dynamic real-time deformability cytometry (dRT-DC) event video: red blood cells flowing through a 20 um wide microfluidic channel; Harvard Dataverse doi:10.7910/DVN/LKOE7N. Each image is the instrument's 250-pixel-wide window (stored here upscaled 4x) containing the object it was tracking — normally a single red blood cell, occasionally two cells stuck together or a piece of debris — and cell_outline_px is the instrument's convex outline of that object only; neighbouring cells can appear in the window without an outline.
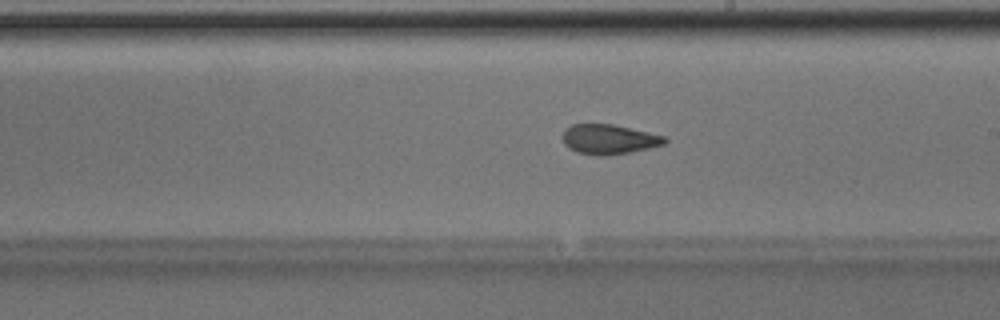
{"species": "Egyptian fruit bat (a non-hibernating species)", "species_latin": "Rousettus aegyptiacus", "temperature_condition": "room temperature", "stored_images_in_passage": 50, "camera_frame_rate_fps": 3000, "um_per_image_px": 0.085, "animal": {"sex": "male"}, "frame": {"image": 1, "passage_image": 29, "time_ms": 9.333, "image_size_px": [1000, 320], "cell_outline_px": [[668, 140], [664, 144], [648, 148], [608, 156], [596, 156], [576, 152], [568, 148], [564, 144], [564, 128], [572, 124], [612, 124], [648, 132], [664, 136]], "centroid_in_image_um": [51.73, 11.84], "position_along_channel_um": 237.3, "area_um2": 17.69}, "authors_computed_cell_mechanics": {"area_um2": 18.0336, "velocity_mm_per_s": 4.041, "shape_relaxation_time_tau1_ms": 5.825, "shape_relaxation_time_tau2_ms": 2.2354, "deformation_change_tau1": 0.1775, "deformation_change_tau2": 0.1026}}